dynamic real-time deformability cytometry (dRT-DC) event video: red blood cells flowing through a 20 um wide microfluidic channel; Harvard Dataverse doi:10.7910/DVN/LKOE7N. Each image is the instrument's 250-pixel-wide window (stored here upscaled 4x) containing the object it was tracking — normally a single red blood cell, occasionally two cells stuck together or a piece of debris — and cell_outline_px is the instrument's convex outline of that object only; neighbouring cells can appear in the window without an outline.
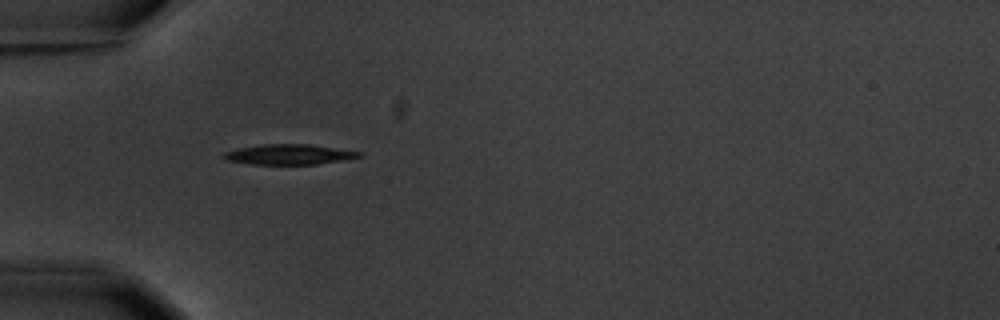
{"species": "common noctule bat (a hibernating species)", "species_latin": "Nyctalus noctula", "temperature_condition": "warm", "stored_images_in_passage": 2, "camera_frame_rate_fps": 3000, "um_per_image_px": 0.085, "animal": {"sex": "male", "body_mass_g": 20.1, "forearm_length_mm": 53.5}, "frame": {"image": 1, "passage_image": 1, "time_ms": 0.0, "image_size_px": [1000, 320], "cell_outline_px": [[364, 156], [344, 160], [316, 164], [252, 164], [224, 160], [220, 156], [224, 152], [240, 148], [260, 144], [308, 144], [360, 152]], "centroid_in_image_um": [24.52, 13.13], "position_along_channel_um": 60.5, "area_um2": 15.9}}
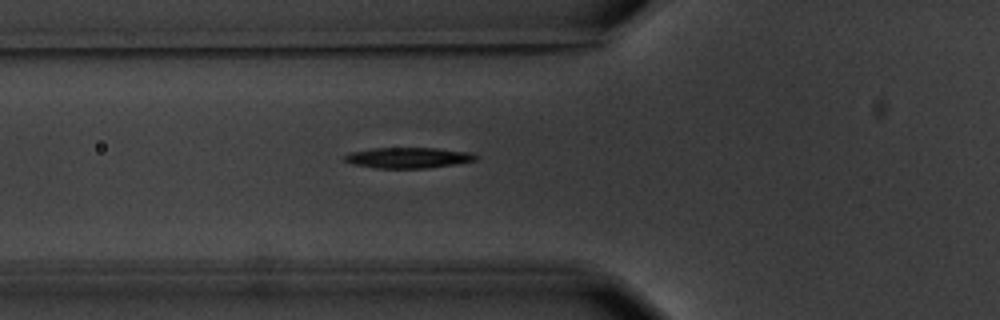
{"frame": {"image": 2, "passage_image": 2, "time_ms": 1.0, "image_size_px": [1000, 320], "cell_outline_px": [[480, 156], [476, 160], [456, 164], [428, 168], [376, 168], [352, 164], [344, 160], [344, 156], [352, 152], [372, 148], [436, 148], [472, 152]], "centroid_in_image_um": [34.75, 13.41], "position_along_channel_um": 91.0, "area_um2": 15.9}}